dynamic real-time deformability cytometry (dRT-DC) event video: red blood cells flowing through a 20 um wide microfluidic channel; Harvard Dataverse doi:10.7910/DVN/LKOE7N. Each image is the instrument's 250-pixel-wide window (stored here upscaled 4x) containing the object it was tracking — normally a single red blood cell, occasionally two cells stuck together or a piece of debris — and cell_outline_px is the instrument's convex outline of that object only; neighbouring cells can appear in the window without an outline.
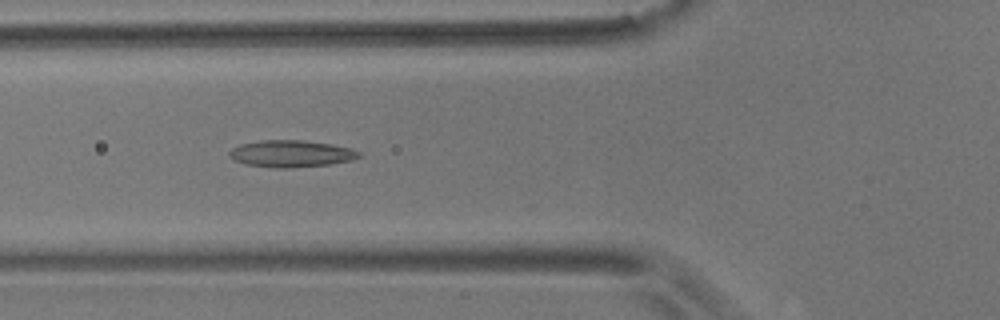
{"species": "common noctule bat (a hibernating species)", "species_latin": "Nyctalus noctula", "temperature_condition": "room temperature", "stored_images_in_passage": 12, "camera_frame_rate_fps": 3000, "um_per_image_px": 0.085, "animal": {"sex": "male", "body_mass_g": 17.9}, "frame": {"image": 1, "passage_image": 4, "time_ms": 1.0, "image_size_px": [1000, 320], "cell_outline_px": [[360, 156], [352, 160], [332, 164], [288, 168], [276, 168], [244, 164], [228, 156], [228, 152], [232, 148], [240, 144], [260, 140], [300, 140], [332, 144], [352, 148], [360, 152]], "centroid_in_image_um": [24.74, 13.06], "position_along_channel_um": 101.1, "area_um2": 20.4}}
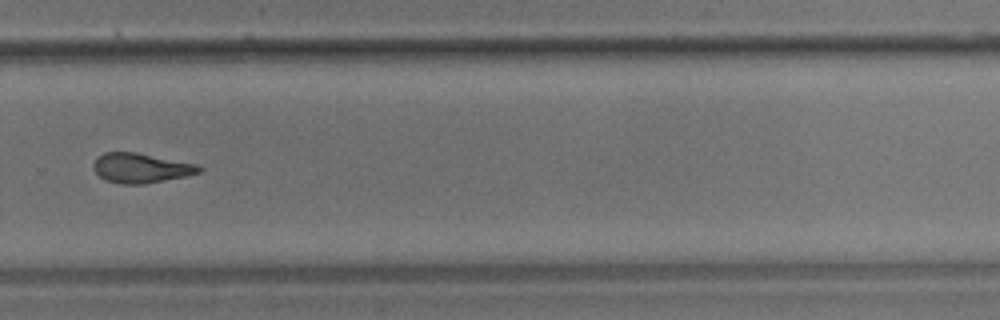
{"frame": {"image": 2, "passage_image": 9, "time_ms": 2.667, "image_size_px": [1000, 320], "cell_outline_px": [[204, 168], [200, 172], [184, 176], [144, 184], [120, 184], [104, 180], [92, 168], [92, 164], [104, 152], [136, 152], [196, 164]], "centroid_in_image_um": [11.95, 14.28], "position_along_channel_um": 317.8, "area_um2": 18.15}}
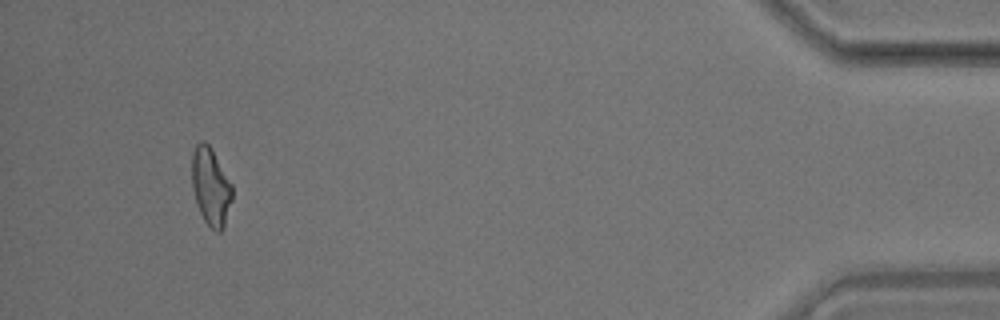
{"frame": {"image": 3, "passage_image": 12, "time_ms": 3.667, "image_size_px": [1000, 320], "cell_outline_px": [[232, 200], [224, 228], [220, 232], [216, 232], [204, 220], [200, 212], [192, 188], [192, 152], [196, 144], [200, 140], [204, 140], [212, 148], [232, 184]], "centroid_in_image_um": [17.92, 15.84], "position_along_channel_um": 417.3, "area_um2": 18.38}}